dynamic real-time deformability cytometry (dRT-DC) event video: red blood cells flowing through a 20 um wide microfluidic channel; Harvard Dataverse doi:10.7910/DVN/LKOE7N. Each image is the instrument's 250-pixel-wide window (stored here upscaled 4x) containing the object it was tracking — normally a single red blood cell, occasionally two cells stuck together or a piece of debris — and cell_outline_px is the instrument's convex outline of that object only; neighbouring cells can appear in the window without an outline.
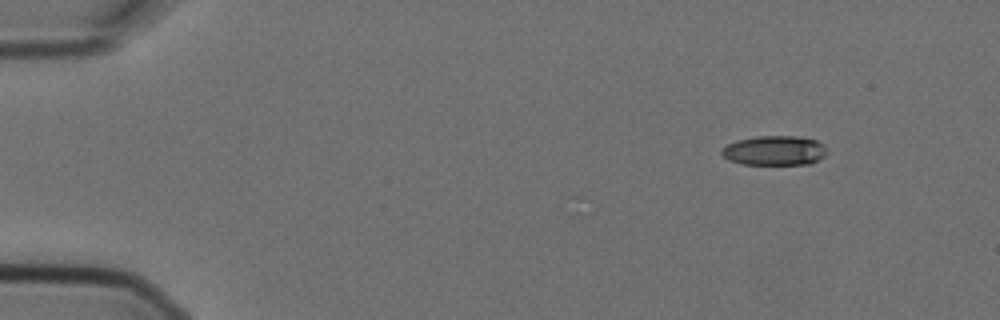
{"species": "Egyptian fruit bat (a non-hibernating species)", "species_latin": "Rousettus aegyptiacus", "temperature_condition": "cold", "stored_images_in_passage": 5, "camera_frame_rate_fps": 3000, "um_per_image_px": 0.085, "animal": {"sex": "female"}, "frame": {"image": 1, "passage_image": 2, "time_ms": 0.333, "image_size_px": [1000, 320], "cell_outline_px": [[824, 156], [808, 164], [740, 164], [728, 160], [720, 152], [720, 148], [736, 140], [756, 136], [796, 136], [816, 140], [824, 144]], "centroid_in_image_um": [65.76, 12.79], "position_along_channel_um": 19.2, "area_um2": 18.09}}
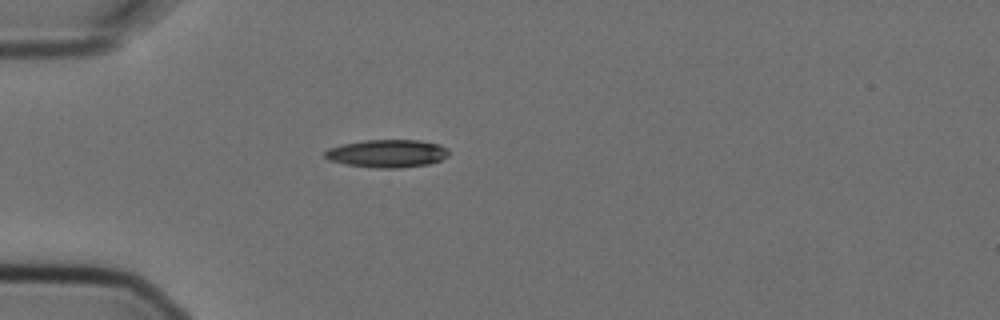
{"frame": {"image": 2, "passage_image": 5, "time_ms": 1.333, "image_size_px": [1000, 320], "cell_outline_px": [[448, 156], [440, 160], [428, 164], [400, 168], [376, 168], [344, 164], [328, 160], [324, 156], [324, 152], [328, 148], [344, 144], [364, 140], [420, 140], [440, 144], [448, 148]], "centroid_in_image_um": [32.91, 13.04], "position_along_channel_um": 52.1, "area_um2": 20.23}}